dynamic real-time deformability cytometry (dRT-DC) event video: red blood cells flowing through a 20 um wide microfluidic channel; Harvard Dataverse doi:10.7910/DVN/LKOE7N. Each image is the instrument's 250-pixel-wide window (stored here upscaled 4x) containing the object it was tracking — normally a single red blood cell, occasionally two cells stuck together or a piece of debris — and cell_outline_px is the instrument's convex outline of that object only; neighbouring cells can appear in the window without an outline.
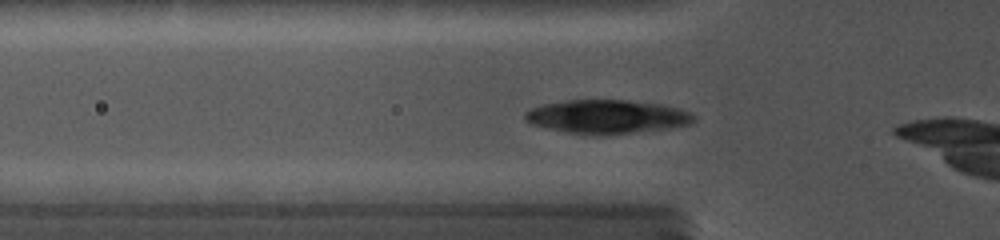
{"species": "common noctule bat (a hibernating species)", "species_latin": "Nyctalus noctula", "temperature_condition": "cold", "stored_images_in_passage": 6, "camera_frame_rate_fps": 5000, "um_per_image_px": 0.085, "animal": {"sex": "female", "body_mass_g": 19.0, "forearm_length_mm": 56.7}, "frame": {"image": 1, "passage_image": 3, "time_ms": 1.2, "image_size_px": [1000, 240], "cell_outline_px": [[696, 120], [692, 124], [672, 128], [604, 136], [600, 136], [568, 132], [548, 128], [532, 124], [524, 120], [524, 112], [532, 108], [544, 104], [568, 100], [624, 100], [660, 104], [692, 112], [696, 116]], "centroid_in_image_um": [51.64, 9.93], "position_along_channel_um": 74.2, "area_um2": 33.41}}